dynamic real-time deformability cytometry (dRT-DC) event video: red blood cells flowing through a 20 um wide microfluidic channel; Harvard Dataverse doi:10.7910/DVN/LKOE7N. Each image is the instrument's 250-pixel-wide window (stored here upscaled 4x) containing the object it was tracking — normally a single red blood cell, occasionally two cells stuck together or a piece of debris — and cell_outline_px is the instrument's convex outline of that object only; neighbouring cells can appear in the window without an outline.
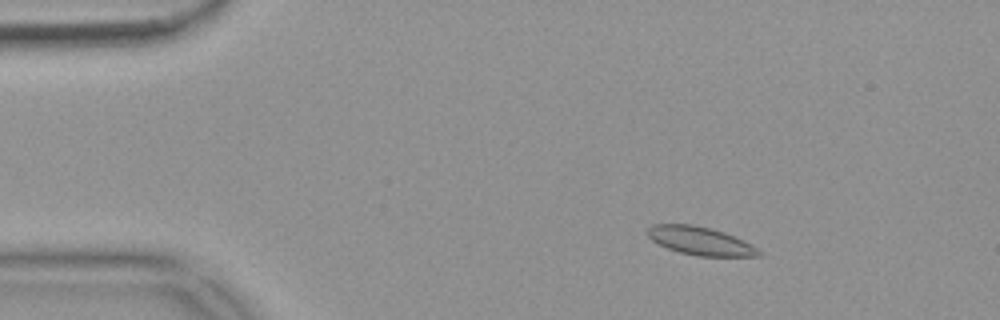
{"species": "common noctule bat (a hibernating species)", "species_latin": "Nyctalus noctula", "temperature_condition": "warm", "stored_images_in_passage": 56, "camera_frame_rate_fps": 3000, "um_per_image_px": 0.085, "animal": {"sex": "female", "body_mass_g": 18.4}, "frame": {"image": 1, "passage_image": 9, "time_ms": 2.667, "image_size_px": [1000, 320], "cell_outline_px": [[760, 256], [696, 256], [680, 252], [668, 248], [652, 240], [648, 236], [648, 228], [652, 224], [692, 224], [724, 232], [752, 244], [760, 252]], "centroid_in_image_um": [59.51, 20.47], "position_along_channel_um": 25.5, "area_um2": 18.03}}
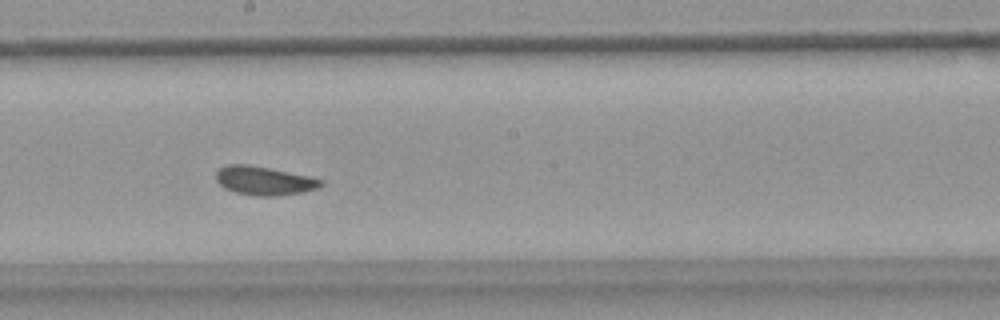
{"frame": {"image": 2, "passage_image": 31, "time_ms": 10.0, "image_size_px": [1000, 320], "cell_outline_px": [[324, 184], [316, 188], [300, 192], [280, 196], [256, 196], [236, 192], [224, 188], [216, 180], [216, 172], [220, 168], [228, 164], [248, 164], [308, 176], [324, 180]], "centroid_in_image_um": [22.43, 15.36], "position_along_channel_um": 225.8, "area_um2": 17.4}}
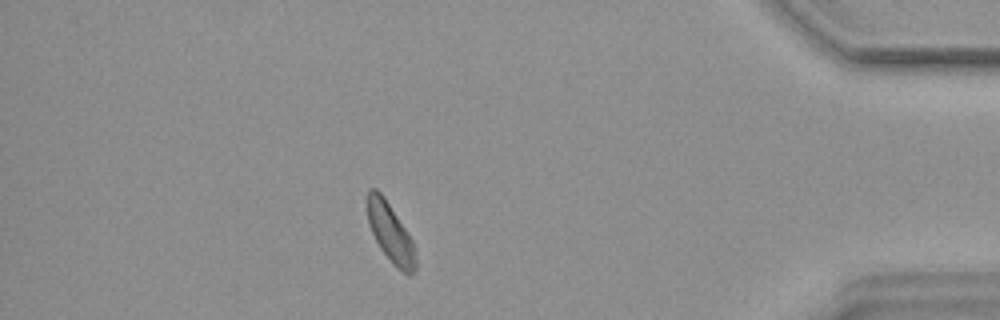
{"frame": {"image": 3, "passage_image": 49, "time_ms": 16.0, "image_size_px": [1000, 320], "cell_outline_px": [[416, 272], [408, 276], [396, 268], [392, 264], [380, 248], [372, 232], [368, 220], [364, 200], [368, 188], [376, 188], [384, 196], [412, 240], [416, 252]], "centroid_in_image_um": [33.16, 19.78], "position_along_channel_um": 402.0, "area_um2": 16.99}, "authors_computed_cell_mechanics": {"area_um2": 17.3978, "velocity_mm_per_s": 3.6538, "shape_relaxation_time_tau1_ms": null, "shape_relaxation_time_tau2_ms": 1.249, "deformation_change_tau1": null, "deformation_change_tau2": 0.0427}}